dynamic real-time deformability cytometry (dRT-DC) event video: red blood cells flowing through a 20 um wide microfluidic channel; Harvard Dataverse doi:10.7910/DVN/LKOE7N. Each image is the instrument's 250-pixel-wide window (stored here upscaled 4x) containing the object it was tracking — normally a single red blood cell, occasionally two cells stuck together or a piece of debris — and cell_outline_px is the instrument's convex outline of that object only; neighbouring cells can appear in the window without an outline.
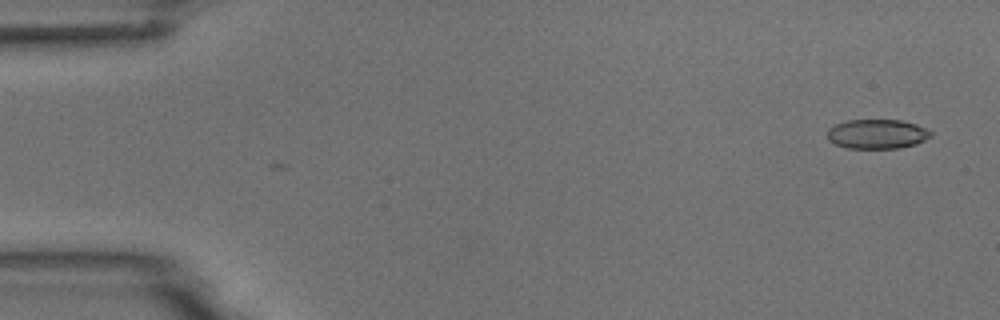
{"species": "common noctule bat (a hibernating species)", "species_latin": "Nyctalus noctula", "temperature_condition": "room temperature", "stored_images_in_passage": 2, "camera_frame_rate_fps": 3000, "um_per_image_px": 0.085, "animal": {"sex": "male", "body_mass_g": 18.8}, "frame": {"image": 1, "passage_image": 2, "time_ms": 1.333, "image_size_px": [1000, 320], "cell_outline_px": [[932, 136], [916, 144], [896, 148], [848, 148], [836, 144], [828, 140], [828, 128], [844, 120], [900, 120], [916, 124], [928, 128], [932, 132]], "centroid_in_image_um": [74.57, 11.38], "position_along_channel_um": 10.4, "area_um2": 17.8}}